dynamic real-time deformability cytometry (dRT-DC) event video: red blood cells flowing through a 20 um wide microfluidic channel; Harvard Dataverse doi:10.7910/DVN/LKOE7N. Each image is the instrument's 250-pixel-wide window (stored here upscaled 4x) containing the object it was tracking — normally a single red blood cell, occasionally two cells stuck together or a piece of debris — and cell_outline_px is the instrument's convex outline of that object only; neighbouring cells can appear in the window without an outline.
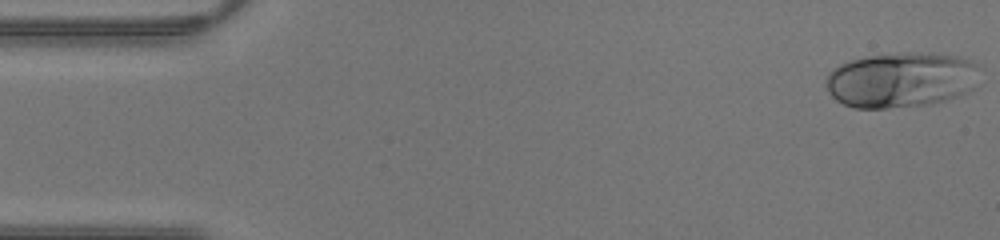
{"species": "human", "species_latin": "Homo sapiens", "temperature_condition": "warm", "stored_images_in_passage": 42, "camera_frame_rate_fps": 3000, "um_per_image_px": 0.085, "donor": {"sex": "male"}, "frame": {"image": 1, "passage_image": 1, "time_ms": 0.0, "image_size_px": [1000, 240], "cell_outline_px": [[976, 88], [960, 96], [928, 104], [888, 108], [856, 108], [844, 104], [836, 100], [828, 92], [828, 72], [832, 68], [840, 64], [852, 60], [872, 56], [908, 52], [960, 56], [972, 60], [976, 64]], "centroid_in_image_um": [76.61, 6.8], "position_along_channel_um": 8.4, "area_um2": 49.25}}
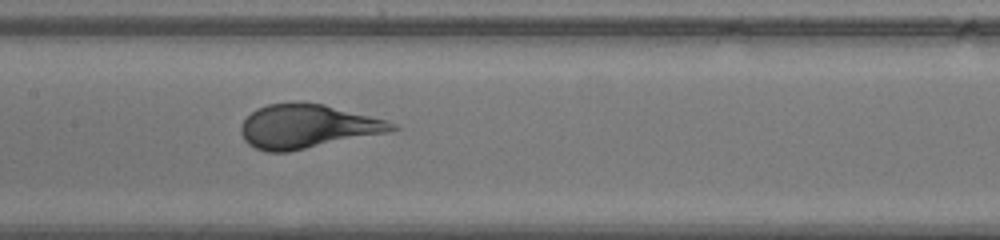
{"frame": {"image": 2, "passage_image": 20, "time_ms": 6.333, "image_size_px": [1000, 240], "cell_outline_px": [[400, 128], [388, 132], [288, 152], [268, 152], [256, 148], [248, 144], [244, 140], [240, 132], [240, 128], [244, 120], [256, 108], [268, 104], [296, 100], [324, 104], [388, 120], [396, 124]], "centroid_in_image_um": [26.11, 10.72], "position_along_channel_um": 181.3, "area_um2": 38.9}}
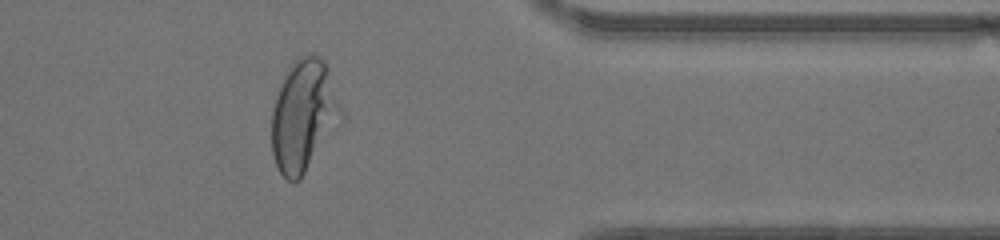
{"frame": {"image": 3, "passage_image": 34, "time_ms": 11.0, "image_size_px": [1000, 240], "cell_outline_px": [[344, 116], [300, 180], [296, 184], [292, 184], [280, 172], [276, 164], [272, 152], [272, 112], [276, 96], [284, 76], [288, 68], [300, 56], [308, 52], [312, 52], [320, 56], [324, 60], [328, 68]], "centroid_in_image_um": [25.81, 9.82], "position_along_channel_um": 385.6, "area_um2": 45.14}}